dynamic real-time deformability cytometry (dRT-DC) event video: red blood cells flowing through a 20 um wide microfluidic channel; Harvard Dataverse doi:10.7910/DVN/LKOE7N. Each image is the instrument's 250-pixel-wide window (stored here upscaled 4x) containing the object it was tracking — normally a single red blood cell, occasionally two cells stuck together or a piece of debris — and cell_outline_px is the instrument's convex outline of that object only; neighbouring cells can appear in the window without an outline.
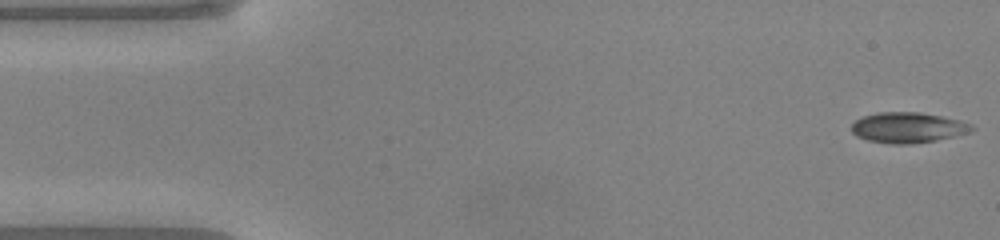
{"species": "common noctule bat (a hibernating species)", "species_latin": "Nyctalus noctula", "temperature_condition": "warm", "stored_images_in_passage": 45, "camera_frame_rate_fps": 3000, "um_per_image_px": 0.085, "animal": {"sex": "male", "body_mass_g": 20.0, "forearm_length_mm": 53.3}, "frame": {"image": 1, "passage_image": 1, "time_ms": 0.0, "image_size_px": [1000, 240], "cell_outline_px": [[976, 128], [972, 132], [936, 140], [912, 144], [892, 144], [868, 140], [856, 136], [852, 132], [852, 124], [856, 120], [864, 116], [880, 112], [920, 112], [960, 120], [972, 124]], "centroid_in_image_um": [77.21, 10.85], "position_along_channel_um": 7.8, "area_um2": 21.39}}
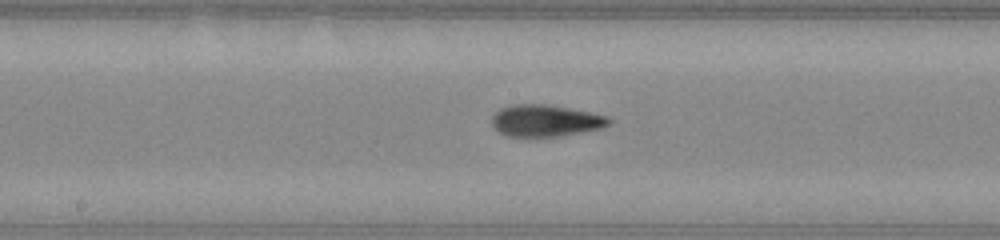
{"frame": {"image": 2, "passage_image": 24, "time_ms": 7.667, "image_size_px": [1000, 240], "cell_outline_px": [[612, 120], [608, 124], [600, 128], [560, 136], [528, 140], [504, 136], [492, 124], [492, 116], [500, 108], [516, 104], [544, 104], [592, 112], [608, 116]], "centroid_in_image_um": [46.32, 10.3], "position_along_channel_um": 201.9, "area_um2": 22.25}}
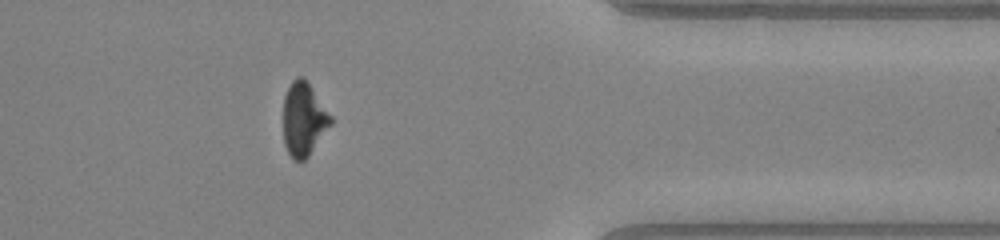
{"frame": {"image": 3, "passage_image": 39, "time_ms": 12.667, "image_size_px": [1000, 240], "cell_outline_px": [[332, 124], [308, 156], [304, 160], [292, 160], [284, 144], [284, 96], [292, 80], [296, 76], [304, 76], [332, 116]], "centroid_in_image_um": [25.82, 10.11], "position_along_channel_um": 385.6, "area_um2": 20.35}, "authors_computed_cell_mechanics": {"area_um2": 20.9236, "velocity_mm_per_s": 4.104, "shape_relaxation_time_tau1_ms": 5.7972, "shape_relaxation_time_tau2_ms": 3.2324, "deformation_change_tau1": 0.1813, "deformation_change_tau2": 0.096}}